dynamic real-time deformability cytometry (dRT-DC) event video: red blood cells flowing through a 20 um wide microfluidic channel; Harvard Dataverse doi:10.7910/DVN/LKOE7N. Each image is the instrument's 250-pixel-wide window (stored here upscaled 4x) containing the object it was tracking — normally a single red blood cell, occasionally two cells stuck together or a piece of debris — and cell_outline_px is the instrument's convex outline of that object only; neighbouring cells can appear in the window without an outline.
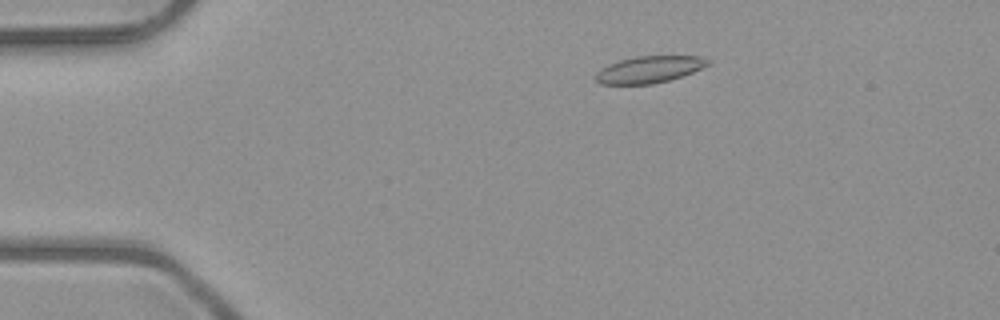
{"species": "common noctule bat (a hibernating species)", "species_latin": "Nyctalus noctula", "temperature_condition": "room temperature", "stored_images_in_passage": 51, "camera_frame_rate_fps": 3000, "um_per_image_px": 0.085, "animal": {"sex": "male", "body_mass_g": 23.1, "forearm_length_mm": 52.7}, "frame": {"image": 1, "passage_image": 9, "time_ms": 2.667, "image_size_px": [1000, 320], "cell_outline_px": [[712, 64], [692, 72], [668, 80], [652, 84], [600, 84], [596, 80], [596, 72], [600, 68], [608, 64], [620, 60], [636, 56], [700, 56], [712, 60]], "centroid_in_image_um": [55.2, 5.89], "position_along_channel_um": 29.8, "area_um2": 17.57}}
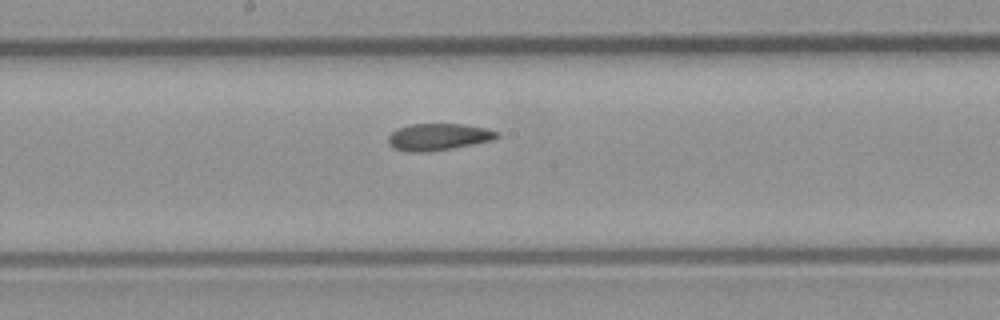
{"frame": {"image": 2, "passage_image": 27, "time_ms": 8.667, "image_size_px": [1000, 320], "cell_outline_px": [[500, 136], [492, 140], [452, 148], [428, 152], [404, 152], [392, 148], [388, 144], [388, 136], [396, 128], [408, 124], [460, 124], [484, 128], [500, 132]], "centroid_in_image_um": [37.2, 11.64], "position_along_channel_um": 211.0, "area_um2": 17.17}}
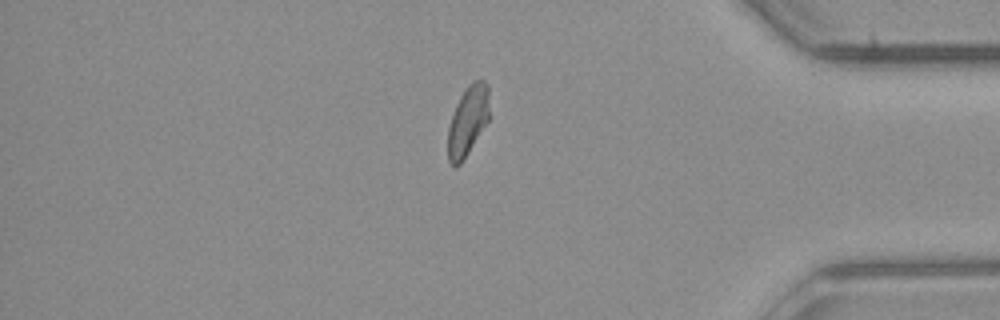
{"frame": {"image": 3, "passage_image": 43, "time_ms": 14.0, "image_size_px": [1000, 320], "cell_outline_px": [[488, 120], [468, 152], [460, 164], [456, 168], [448, 160], [448, 128], [456, 104], [460, 96], [468, 84], [472, 80], [484, 80], [488, 84]], "centroid_in_image_um": [39.75, 10.24], "position_along_channel_um": 395.5, "area_um2": 16.59}, "authors_computed_cell_mechanics": {"area_um2": 17.5134, "velocity_mm_per_s": 4.0227, "shape_relaxation_time_tau1_ms": null, "shape_relaxation_time_tau2_ms": 2.7742, "deformation_change_tau1": null, "deformation_change_tau2": 0.0934}}